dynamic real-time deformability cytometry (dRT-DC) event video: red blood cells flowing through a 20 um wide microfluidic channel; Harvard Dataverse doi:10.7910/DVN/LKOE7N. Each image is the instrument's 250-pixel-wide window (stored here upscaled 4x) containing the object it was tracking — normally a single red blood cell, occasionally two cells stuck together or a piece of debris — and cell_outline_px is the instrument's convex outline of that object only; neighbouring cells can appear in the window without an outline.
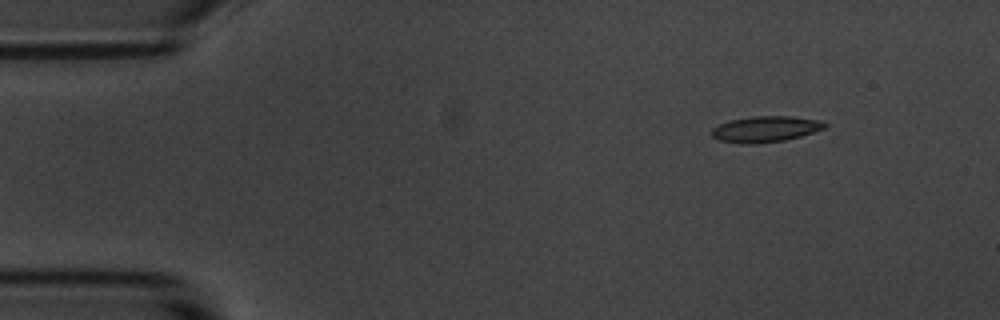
{"species": "common noctule bat (a hibernating species)", "species_latin": "Nyctalus noctula", "temperature_condition": "room temperature", "stored_images_in_passage": 10, "camera_frame_rate_fps": 3000, "um_per_image_px": 0.085, "animal": {"sex": "male", "body_mass_g": 20.1, "forearm_length_mm": 53.5}, "frame": {"image": 1, "passage_image": 1, "time_ms": 0.0, "image_size_px": [1000, 320], "cell_outline_px": [[828, 124], [824, 128], [800, 136], [784, 140], [748, 144], [740, 144], [720, 140], [712, 136], [712, 128], [720, 124], [732, 120], [752, 116], [788, 116], [820, 120]], "centroid_in_image_um": [65.05, 10.97], "position_along_channel_um": 19.9, "area_um2": 16.82}}
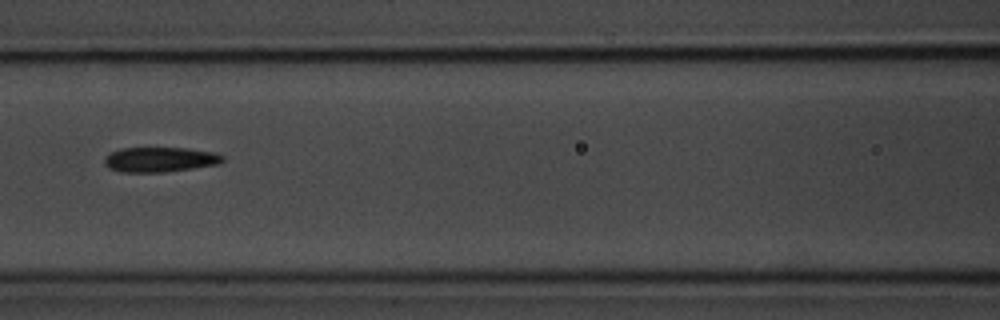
{"frame": {"image": 2, "passage_image": 6, "time_ms": 6.0, "image_size_px": [1000, 320], "cell_outline_px": [[224, 160], [220, 164], [164, 172], [120, 172], [108, 168], [104, 164], [104, 160], [112, 152], [120, 148], [188, 148], [216, 152], [224, 156]], "centroid_in_image_um": [13.63, 13.56], "position_along_channel_um": 153.0, "area_um2": 17.22}}
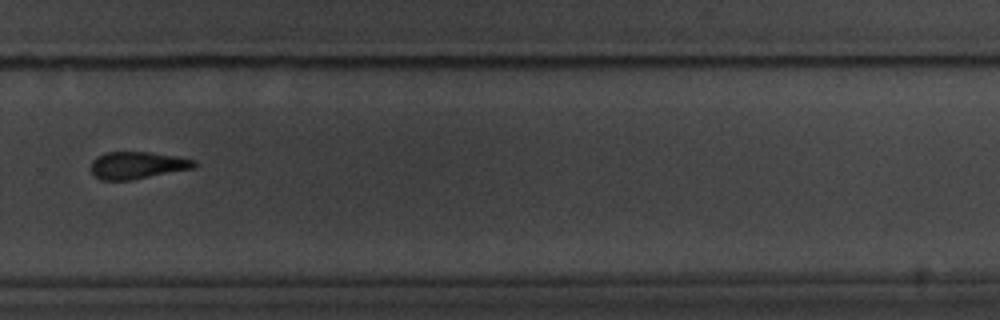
{"frame": {"image": 3, "passage_image": 10, "time_ms": 10.667, "image_size_px": [1000, 320], "cell_outline_px": [[196, 168], [132, 180], [100, 180], [92, 176], [92, 160], [96, 156], [104, 152], [148, 152], [176, 156], [196, 160]], "centroid_in_image_um": [11.67, 14.05], "position_along_channel_um": 318.1, "area_um2": 16.59}}